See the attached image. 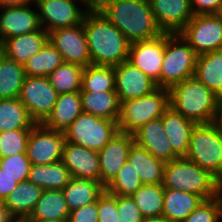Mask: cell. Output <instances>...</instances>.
<instances>
[{
	"label": "cell",
	"mask_w": 222,
	"mask_h": 222,
	"mask_svg": "<svg viewBox=\"0 0 222 222\" xmlns=\"http://www.w3.org/2000/svg\"><path fill=\"white\" fill-rule=\"evenodd\" d=\"M92 65L117 66L128 60L130 42L98 9L83 18Z\"/></svg>",
	"instance_id": "6da1fadb"
},
{
	"label": "cell",
	"mask_w": 222,
	"mask_h": 222,
	"mask_svg": "<svg viewBox=\"0 0 222 222\" xmlns=\"http://www.w3.org/2000/svg\"><path fill=\"white\" fill-rule=\"evenodd\" d=\"M98 10L130 43L149 40L163 33L155 22L149 0H107Z\"/></svg>",
	"instance_id": "7a4b0ae2"
},
{
	"label": "cell",
	"mask_w": 222,
	"mask_h": 222,
	"mask_svg": "<svg viewBox=\"0 0 222 222\" xmlns=\"http://www.w3.org/2000/svg\"><path fill=\"white\" fill-rule=\"evenodd\" d=\"M169 106L196 124L216 122L220 99L195 76L169 89Z\"/></svg>",
	"instance_id": "3957f363"
},
{
	"label": "cell",
	"mask_w": 222,
	"mask_h": 222,
	"mask_svg": "<svg viewBox=\"0 0 222 222\" xmlns=\"http://www.w3.org/2000/svg\"><path fill=\"white\" fill-rule=\"evenodd\" d=\"M162 185L164 188L200 195L205 200L221 194L220 181L186 157L166 162Z\"/></svg>",
	"instance_id": "277c9868"
},
{
	"label": "cell",
	"mask_w": 222,
	"mask_h": 222,
	"mask_svg": "<svg viewBox=\"0 0 222 222\" xmlns=\"http://www.w3.org/2000/svg\"><path fill=\"white\" fill-rule=\"evenodd\" d=\"M197 54L180 33L165 32V48L157 87L170 89L195 74Z\"/></svg>",
	"instance_id": "5b68a950"
},
{
	"label": "cell",
	"mask_w": 222,
	"mask_h": 222,
	"mask_svg": "<svg viewBox=\"0 0 222 222\" xmlns=\"http://www.w3.org/2000/svg\"><path fill=\"white\" fill-rule=\"evenodd\" d=\"M199 167L222 179V131L216 122L196 124L185 156Z\"/></svg>",
	"instance_id": "8992f818"
},
{
	"label": "cell",
	"mask_w": 222,
	"mask_h": 222,
	"mask_svg": "<svg viewBox=\"0 0 222 222\" xmlns=\"http://www.w3.org/2000/svg\"><path fill=\"white\" fill-rule=\"evenodd\" d=\"M168 107L169 89L160 87L140 98L122 101L118 130L133 134L146 123L160 118Z\"/></svg>",
	"instance_id": "52a82bcc"
},
{
	"label": "cell",
	"mask_w": 222,
	"mask_h": 222,
	"mask_svg": "<svg viewBox=\"0 0 222 222\" xmlns=\"http://www.w3.org/2000/svg\"><path fill=\"white\" fill-rule=\"evenodd\" d=\"M118 131L117 121L82 112L64 134L68 142L99 152Z\"/></svg>",
	"instance_id": "ba28073f"
},
{
	"label": "cell",
	"mask_w": 222,
	"mask_h": 222,
	"mask_svg": "<svg viewBox=\"0 0 222 222\" xmlns=\"http://www.w3.org/2000/svg\"><path fill=\"white\" fill-rule=\"evenodd\" d=\"M34 3L41 28L48 33L58 28L81 24L90 10L84 0H35Z\"/></svg>",
	"instance_id": "9c48e42d"
},
{
	"label": "cell",
	"mask_w": 222,
	"mask_h": 222,
	"mask_svg": "<svg viewBox=\"0 0 222 222\" xmlns=\"http://www.w3.org/2000/svg\"><path fill=\"white\" fill-rule=\"evenodd\" d=\"M179 33L197 55L222 50V19L218 14L194 15Z\"/></svg>",
	"instance_id": "30bf717a"
},
{
	"label": "cell",
	"mask_w": 222,
	"mask_h": 222,
	"mask_svg": "<svg viewBox=\"0 0 222 222\" xmlns=\"http://www.w3.org/2000/svg\"><path fill=\"white\" fill-rule=\"evenodd\" d=\"M67 142L64 132L51 130L42 123L35 124L28 139L27 157L31 164L48 165L59 162Z\"/></svg>",
	"instance_id": "8fae6325"
},
{
	"label": "cell",
	"mask_w": 222,
	"mask_h": 222,
	"mask_svg": "<svg viewBox=\"0 0 222 222\" xmlns=\"http://www.w3.org/2000/svg\"><path fill=\"white\" fill-rule=\"evenodd\" d=\"M58 93L48 77L26 76L19 99L25 105L29 116L36 123H43L56 103Z\"/></svg>",
	"instance_id": "7c38bea8"
},
{
	"label": "cell",
	"mask_w": 222,
	"mask_h": 222,
	"mask_svg": "<svg viewBox=\"0 0 222 222\" xmlns=\"http://www.w3.org/2000/svg\"><path fill=\"white\" fill-rule=\"evenodd\" d=\"M49 41L62 55L64 63L77 64L83 68L91 65L83 23L49 32Z\"/></svg>",
	"instance_id": "4fadbf2b"
},
{
	"label": "cell",
	"mask_w": 222,
	"mask_h": 222,
	"mask_svg": "<svg viewBox=\"0 0 222 222\" xmlns=\"http://www.w3.org/2000/svg\"><path fill=\"white\" fill-rule=\"evenodd\" d=\"M164 48L165 32L149 40L130 43L127 61L157 82L160 79Z\"/></svg>",
	"instance_id": "5bb4252c"
},
{
	"label": "cell",
	"mask_w": 222,
	"mask_h": 222,
	"mask_svg": "<svg viewBox=\"0 0 222 222\" xmlns=\"http://www.w3.org/2000/svg\"><path fill=\"white\" fill-rule=\"evenodd\" d=\"M134 143L132 133L118 131L98 152L100 163L99 182L105 187L118 174L123 164L127 161L130 149Z\"/></svg>",
	"instance_id": "9a60e30c"
},
{
	"label": "cell",
	"mask_w": 222,
	"mask_h": 222,
	"mask_svg": "<svg viewBox=\"0 0 222 222\" xmlns=\"http://www.w3.org/2000/svg\"><path fill=\"white\" fill-rule=\"evenodd\" d=\"M41 29L36 4L0 8V45L11 37Z\"/></svg>",
	"instance_id": "2e32d148"
},
{
	"label": "cell",
	"mask_w": 222,
	"mask_h": 222,
	"mask_svg": "<svg viewBox=\"0 0 222 222\" xmlns=\"http://www.w3.org/2000/svg\"><path fill=\"white\" fill-rule=\"evenodd\" d=\"M114 72L120 103L148 95L158 88L155 81L128 61L114 66Z\"/></svg>",
	"instance_id": "e0dca14e"
},
{
	"label": "cell",
	"mask_w": 222,
	"mask_h": 222,
	"mask_svg": "<svg viewBox=\"0 0 222 222\" xmlns=\"http://www.w3.org/2000/svg\"><path fill=\"white\" fill-rule=\"evenodd\" d=\"M149 3L162 32L179 33L194 16L190 0H149Z\"/></svg>",
	"instance_id": "ac0fdd59"
},
{
	"label": "cell",
	"mask_w": 222,
	"mask_h": 222,
	"mask_svg": "<svg viewBox=\"0 0 222 222\" xmlns=\"http://www.w3.org/2000/svg\"><path fill=\"white\" fill-rule=\"evenodd\" d=\"M134 142L156 158L165 162L177 159L162 125V116L152 120L133 133Z\"/></svg>",
	"instance_id": "d6986e66"
},
{
	"label": "cell",
	"mask_w": 222,
	"mask_h": 222,
	"mask_svg": "<svg viewBox=\"0 0 222 222\" xmlns=\"http://www.w3.org/2000/svg\"><path fill=\"white\" fill-rule=\"evenodd\" d=\"M61 161L72 177L99 181L100 163L97 151L67 142Z\"/></svg>",
	"instance_id": "ffe728a7"
},
{
	"label": "cell",
	"mask_w": 222,
	"mask_h": 222,
	"mask_svg": "<svg viewBox=\"0 0 222 222\" xmlns=\"http://www.w3.org/2000/svg\"><path fill=\"white\" fill-rule=\"evenodd\" d=\"M49 41V33L41 28L28 34L6 39L1 44V53L7 58L24 65L29 58L39 52Z\"/></svg>",
	"instance_id": "44dd1931"
},
{
	"label": "cell",
	"mask_w": 222,
	"mask_h": 222,
	"mask_svg": "<svg viewBox=\"0 0 222 222\" xmlns=\"http://www.w3.org/2000/svg\"><path fill=\"white\" fill-rule=\"evenodd\" d=\"M162 125L173 151L179 157H185L188 152L191 132L196 123L169 106L162 115Z\"/></svg>",
	"instance_id": "7402d4cb"
},
{
	"label": "cell",
	"mask_w": 222,
	"mask_h": 222,
	"mask_svg": "<svg viewBox=\"0 0 222 222\" xmlns=\"http://www.w3.org/2000/svg\"><path fill=\"white\" fill-rule=\"evenodd\" d=\"M82 112L80 92L60 94L42 124L51 130L64 132Z\"/></svg>",
	"instance_id": "603a6c76"
},
{
	"label": "cell",
	"mask_w": 222,
	"mask_h": 222,
	"mask_svg": "<svg viewBox=\"0 0 222 222\" xmlns=\"http://www.w3.org/2000/svg\"><path fill=\"white\" fill-rule=\"evenodd\" d=\"M43 191L41 187L26 180L20 182L2 203L11 218H28Z\"/></svg>",
	"instance_id": "cb8c5ba5"
},
{
	"label": "cell",
	"mask_w": 222,
	"mask_h": 222,
	"mask_svg": "<svg viewBox=\"0 0 222 222\" xmlns=\"http://www.w3.org/2000/svg\"><path fill=\"white\" fill-rule=\"evenodd\" d=\"M105 190L106 187L99 181L79 177H71L70 182L62 189L69 211L98 201Z\"/></svg>",
	"instance_id": "d4e9b609"
},
{
	"label": "cell",
	"mask_w": 222,
	"mask_h": 222,
	"mask_svg": "<svg viewBox=\"0 0 222 222\" xmlns=\"http://www.w3.org/2000/svg\"><path fill=\"white\" fill-rule=\"evenodd\" d=\"M204 200L200 195L164 188L162 216L170 222H183Z\"/></svg>",
	"instance_id": "484cf974"
},
{
	"label": "cell",
	"mask_w": 222,
	"mask_h": 222,
	"mask_svg": "<svg viewBox=\"0 0 222 222\" xmlns=\"http://www.w3.org/2000/svg\"><path fill=\"white\" fill-rule=\"evenodd\" d=\"M127 161L134 167L143 184H162L166 162L134 143Z\"/></svg>",
	"instance_id": "4316f807"
},
{
	"label": "cell",
	"mask_w": 222,
	"mask_h": 222,
	"mask_svg": "<svg viewBox=\"0 0 222 222\" xmlns=\"http://www.w3.org/2000/svg\"><path fill=\"white\" fill-rule=\"evenodd\" d=\"M80 94L84 113L118 122L121 103L116 91H80Z\"/></svg>",
	"instance_id": "83f0119b"
},
{
	"label": "cell",
	"mask_w": 222,
	"mask_h": 222,
	"mask_svg": "<svg viewBox=\"0 0 222 222\" xmlns=\"http://www.w3.org/2000/svg\"><path fill=\"white\" fill-rule=\"evenodd\" d=\"M71 177L68 168L59 161L48 165L31 164L27 180L43 190H62Z\"/></svg>",
	"instance_id": "f1b7e54d"
},
{
	"label": "cell",
	"mask_w": 222,
	"mask_h": 222,
	"mask_svg": "<svg viewBox=\"0 0 222 222\" xmlns=\"http://www.w3.org/2000/svg\"><path fill=\"white\" fill-rule=\"evenodd\" d=\"M194 76L220 98L222 96V50L198 55Z\"/></svg>",
	"instance_id": "f546056e"
},
{
	"label": "cell",
	"mask_w": 222,
	"mask_h": 222,
	"mask_svg": "<svg viewBox=\"0 0 222 222\" xmlns=\"http://www.w3.org/2000/svg\"><path fill=\"white\" fill-rule=\"evenodd\" d=\"M70 215L62 190H44L29 220H68Z\"/></svg>",
	"instance_id": "4dcf8cb0"
},
{
	"label": "cell",
	"mask_w": 222,
	"mask_h": 222,
	"mask_svg": "<svg viewBox=\"0 0 222 222\" xmlns=\"http://www.w3.org/2000/svg\"><path fill=\"white\" fill-rule=\"evenodd\" d=\"M25 78L24 66L0 53V99L19 98Z\"/></svg>",
	"instance_id": "1f68e13d"
},
{
	"label": "cell",
	"mask_w": 222,
	"mask_h": 222,
	"mask_svg": "<svg viewBox=\"0 0 222 222\" xmlns=\"http://www.w3.org/2000/svg\"><path fill=\"white\" fill-rule=\"evenodd\" d=\"M35 124L19 98L0 99V132L31 129Z\"/></svg>",
	"instance_id": "d6a6232c"
},
{
	"label": "cell",
	"mask_w": 222,
	"mask_h": 222,
	"mask_svg": "<svg viewBox=\"0 0 222 222\" xmlns=\"http://www.w3.org/2000/svg\"><path fill=\"white\" fill-rule=\"evenodd\" d=\"M62 55L48 41L44 47L27 60L23 65L26 76L48 77L56 68L63 64Z\"/></svg>",
	"instance_id": "836d02e7"
},
{
	"label": "cell",
	"mask_w": 222,
	"mask_h": 222,
	"mask_svg": "<svg viewBox=\"0 0 222 222\" xmlns=\"http://www.w3.org/2000/svg\"><path fill=\"white\" fill-rule=\"evenodd\" d=\"M131 198L144 218L162 216L164 200L162 184H143L131 195Z\"/></svg>",
	"instance_id": "e575fe53"
},
{
	"label": "cell",
	"mask_w": 222,
	"mask_h": 222,
	"mask_svg": "<svg viewBox=\"0 0 222 222\" xmlns=\"http://www.w3.org/2000/svg\"><path fill=\"white\" fill-rule=\"evenodd\" d=\"M83 69L77 64L63 63L48 75V79L58 95L80 92Z\"/></svg>",
	"instance_id": "d590c367"
},
{
	"label": "cell",
	"mask_w": 222,
	"mask_h": 222,
	"mask_svg": "<svg viewBox=\"0 0 222 222\" xmlns=\"http://www.w3.org/2000/svg\"><path fill=\"white\" fill-rule=\"evenodd\" d=\"M81 91H115L114 67L88 65L83 69Z\"/></svg>",
	"instance_id": "8d00e7d4"
},
{
	"label": "cell",
	"mask_w": 222,
	"mask_h": 222,
	"mask_svg": "<svg viewBox=\"0 0 222 222\" xmlns=\"http://www.w3.org/2000/svg\"><path fill=\"white\" fill-rule=\"evenodd\" d=\"M143 185L134 167L126 161L118 174L106 186V191L112 195L131 196Z\"/></svg>",
	"instance_id": "74e56055"
},
{
	"label": "cell",
	"mask_w": 222,
	"mask_h": 222,
	"mask_svg": "<svg viewBox=\"0 0 222 222\" xmlns=\"http://www.w3.org/2000/svg\"><path fill=\"white\" fill-rule=\"evenodd\" d=\"M31 129L0 132V158L26 153Z\"/></svg>",
	"instance_id": "f35d334b"
},
{
	"label": "cell",
	"mask_w": 222,
	"mask_h": 222,
	"mask_svg": "<svg viewBox=\"0 0 222 222\" xmlns=\"http://www.w3.org/2000/svg\"><path fill=\"white\" fill-rule=\"evenodd\" d=\"M222 193L204 200L183 222H221Z\"/></svg>",
	"instance_id": "ab89813d"
},
{
	"label": "cell",
	"mask_w": 222,
	"mask_h": 222,
	"mask_svg": "<svg viewBox=\"0 0 222 222\" xmlns=\"http://www.w3.org/2000/svg\"><path fill=\"white\" fill-rule=\"evenodd\" d=\"M31 162L27 153H18L6 158H0L1 169L20 183L26 181L30 171Z\"/></svg>",
	"instance_id": "60d3db41"
},
{
	"label": "cell",
	"mask_w": 222,
	"mask_h": 222,
	"mask_svg": "<svg viewBox=\"0 0 222 222\" xmlns=\"http://www.w3.org/2000/svg\"><path fill=\"white\" fill-rule=\"evenodd\" d=\"M98 222H120L117 214V195L105 190L99 197Z\"/></svg>",
	"instance_id": "b9f144b4"
},
{
	"label": "cell",
	"mask_w": 222,
	"mask_h": 222,
	"mask_svg": "<svg viewBox=\"0 0 222 222\" xmlns=\"http://www.w3.org/2000/svg\"><path fill=\"white\" fill-rule=\"evenodd\" d=\"M117 214L120 222H142L144 218L131 196L117 195Z\"/></svg>",
	"instance_id": "7bdbcfd3"
},
{
	"label": "cell",
	"mask_w": 222,
	"mask_h": 222,
	"mask_svg": "<svg viewBox=\"0 0 222 222\" xmlns=\"http://www.w3.org/2000/svg\"><path fill=\"white\" fill-rule=\"evenodd\" d=\"M68 222H98V201L70 211Z\"/></svg>",
	"instance_id": "ee69618b"
},
{
	"label": "cell",
	"mask_w": 222,
	"mask_h": 222,
	"mask_svg": "<svg viewBox=\"0 0 222 222\" xmlns=\"http://www.w3.org/2000/svg\"><path fill=\"white\" fill-rule=\"evenodd\" d=\"M194 15L218 14L222 0H190Z\"/></svg>",
	"instance_id": "f6af8a7d"
},
{
	"label": "cell",
	"mask_w": 222,
	"mask_h": 222,
	"mask_svg": "<svg viewBox=\"0 0 222 222\" xmlns=\"http://www.w3.org/2000/svg\"><path fill=\"white\" fill-rule=\"evenodd\" d=\"M19 183L15 178L6 174L0 167V201L3 202L5 198L11 194Z\"/></svg>",
	"instance_id": "bcb514c9"
},
{
	"label": "cell",
	"mask_w": 222,
	"mask_h": 222,
	"mask_svg": "<svg viewBox=\"0 0 222 222\" xmlns=\"http://www.w3.org/2000/svg\"><path fill=\"white\" fill-rule=\"evenodd\" d=\"M35 0H0V8L33 4Z\"/></svg>",
	"instance_id": "7dc6e473"
},
{
	"label": "cell",
	"mask_w": 222,
	"mask_h": 222,
	"mask_svg": "<svg viewBox=\"0 0 222 222\" xmlns=\"http://www.w3.org/2000/svg\"><path fill=\"white\" fill-rule=\"evenodd\" d=\"M11 219L10 215L8 214L7 208L5 205L0 201V222H9Z\"/></svg>",
	"instance_id": "c3c4849f"
},
{
	"label": "cell",
	"mask_w": 222,
	"mask_h": 222,
	"mask_svg": "<svg viewBox=\"0 0 222 222\" xmlns=\"http://www.w3.org/2000/svg\"><path fill=\"white\" fill-rule=\"evenodd\" d=\"M107 0H84L90 9H98Z\"/></svg>",
	"instance_id": "681fc988"
},
{
	"label": "cell",
	"mask_w": 222,
	"mask_h": 222,
	"mask_svg": "<svg viewBox=\"0 0 222 222\" xmlns=\"http://www.w3.org/2000/svg\"><path fill=\"white\" fill-rule=\"evenodd\" d=\"M142 222H170V221L164 216H158V217L143 218Z\"/></svg>",
	"instance_id": "f907efd6"
},
{
	"label": "cell",
	"mask_w": 222,
	"mask_h": 222,
	"mask_svg": "<svg viewBox=\"0 0 222 222\" xmlns=\"http://www.w3.org/2000/svg\"><path fill=\"white\" fill-rule=\"evenodd\" d=\"M216 123L219 125L222 131V105L220 106L219 113L217 115Z\"/></svg>",
	"instance_id": "816d5d0a"
},
{
	"label": "cell",
	"mask_w": 222,
	"mask_h": 222,
	"mask_svg": "<svg viewBox=\"0 0 222 222\" xmlns=\"http://www.w3.org/2000/svg\"><path fill=\"white\" fill-rule=\"evenodd\" d=\"M30 222H68V220H29Z\"/></svg>",
	"instance_id": "f5cc1de1"
},
{
	"label": "cell",
	"mask_w": 222,
	"mask_h": 222,
	"mask_svg": "<svg viewBox=\"0 0 222 222\" xmlns=\"http://www.w3.org/2000/svg\"><path fill=\"white\" fill-rule=\"evenodd\" d=\"M9 222H30L28 218H11Z\"/></svg>",
	"instance_id": "db71d44e"
},
{
	"label": "cell",
	"mask_w": 222,
	"mask_h": 222,
	"mask_svg": "<svg viewBox=\"0 0 222 222\" xmlns=\"http://www.w3.org/2000/svg\"><path fill=\"white\" fill-rule=\"evenodd\" d=\"M218 16L222 19V5H221V8H220V11L218 12Z\"/></svg>",
	"instance_id": "11a10c76"
},
{
	"label": "cell",
	"mask_w": 222,
	"mask_h": 222,
	"mask_svg": "<svg viewBox=\"0 0 222 222\" xmlns=\"http://www.w3.org/2000/svg\"><path fill=\"white\" fill-rule=\"evenodd\" d=\"M220 190H221V193H222V179L220 181Z\"/></svg>",
	"instance_id": "9f6ffc18"
},
{
	"label": "cell",
	"mask_w": 222,
	"mask_h": 222,
	"mask_svg": "<svg viewBox=\"0 0 222 222\" xmlns=\"http://www.w3.org/2000/svg\"><path fill=\"white\" fill-rule=\"evenodd\" d=\"M219 99H220V103H221V105H222V96H221Z\"/></svg>",
	"instance_id": "6f0895ef"
}]
</instances>
